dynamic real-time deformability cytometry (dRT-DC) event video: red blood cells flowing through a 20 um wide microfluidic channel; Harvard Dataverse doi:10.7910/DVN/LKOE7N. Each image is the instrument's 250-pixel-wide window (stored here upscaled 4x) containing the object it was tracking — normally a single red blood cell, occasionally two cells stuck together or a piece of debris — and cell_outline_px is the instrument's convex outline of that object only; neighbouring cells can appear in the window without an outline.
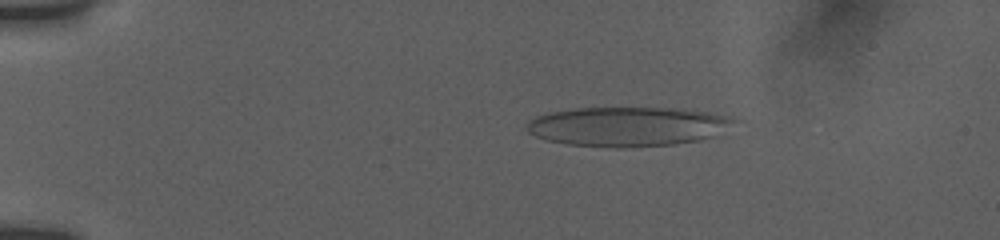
{"species": "human", "species_latin": "Homo sapiens", "temperature_condition": "room temperature", "stored_images_in_passage": 5, "camera_frame_rate_fps": 3000, "um_per_image_px": 0.085, "donor": {"sex": "female"}, "frame": {"image": 1, "passage_image": 2, "time_ms": 1.333, "image_size_px": [1000, 240], "cell_outline_px": [[736, 120], [712, 136], [700, 140], [672, 144], [624, 148], [608, 148], [568, 144], [544, 140], [528, 132], [528, 124], [536, 116], [576, 108], [668, 108], [704, 112]], "centroid_in_image_um": [53.24, 10.77], "position_along_channel_um": 31.8, "area_um2": 46.64}}